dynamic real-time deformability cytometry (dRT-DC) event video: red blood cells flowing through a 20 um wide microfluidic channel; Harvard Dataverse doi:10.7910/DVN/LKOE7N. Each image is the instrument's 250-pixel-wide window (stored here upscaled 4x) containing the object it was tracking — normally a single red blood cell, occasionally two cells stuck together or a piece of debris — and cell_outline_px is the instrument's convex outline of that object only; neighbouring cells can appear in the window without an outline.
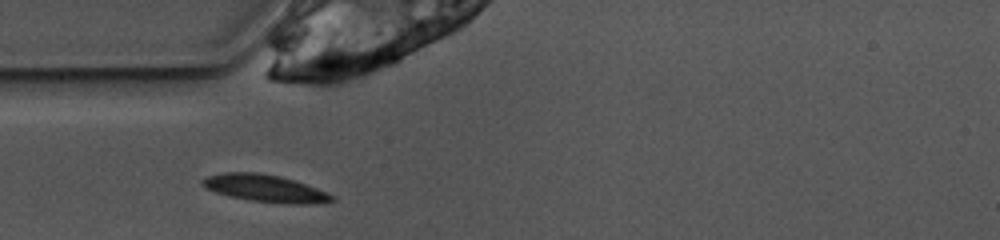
{"species": "common noctule bat (a hibernating species)", "species_latin": "Nyctalus noctula", "temperature_condition": "warm", "stored_images_in_passage": 23, "camera_frame_rate_fps": 3000, "um_per_image_px": 0.085, "animal": {"sex": "female", "body_mass_g": 10.0, "forearm_length_mm": 53.1}, "frame": {"image": 1, "passage_image": 1, "time_ms": 0.0, "image_size_px": [1000, 240], "cell_outline_px": [[336, 200], [312, 204], [288, 204], [252, 200], [228, 196], [204, 188], [200, 184], [200, 180], [204, 176], [220, 172], [256, 172], [280, 176], [328, 192], [336, 196]], "centroid_in_image_um": [22.48, 16.0], "position_along_channel_um": 62.5, "area_um2": 20.75}}